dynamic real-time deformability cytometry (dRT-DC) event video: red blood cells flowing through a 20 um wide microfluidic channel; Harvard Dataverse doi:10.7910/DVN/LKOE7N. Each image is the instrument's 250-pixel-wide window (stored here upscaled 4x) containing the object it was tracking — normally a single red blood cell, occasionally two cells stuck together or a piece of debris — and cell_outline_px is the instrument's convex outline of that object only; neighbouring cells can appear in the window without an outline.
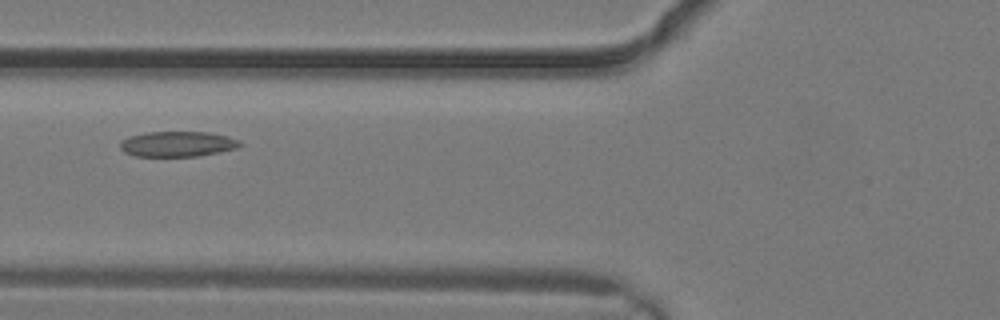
{"species": "common noctule bat (a hibernating species)", "species_latin": "Nyctalus noctula", "temperature_condition": "warm", "stored_images_in_passage": 4, "camera_frame_rate_fps": 3000, "um_per_image_px": 0.085, "animal": {"sex": "male", "body_mass_g": 19.2, "forearm_length_mm": 51.8}, "frame": {"image": 1, "passage_image": 4, "time_ms": 1.0, "image_size_px": [1000, 320], "cell_outline_px": [[244, 144], [236, 148], [220, 152], [200, 156], [136, 156], [124, 152], [120, 148], [120, 140], [128, 136], [148, 132], [208, 132], [228, 136], [240, 140]], "centroid_in_image_um": [15.1, 12.24], "position_along_channel_um": 110.7, "area_um2": 17.86}}